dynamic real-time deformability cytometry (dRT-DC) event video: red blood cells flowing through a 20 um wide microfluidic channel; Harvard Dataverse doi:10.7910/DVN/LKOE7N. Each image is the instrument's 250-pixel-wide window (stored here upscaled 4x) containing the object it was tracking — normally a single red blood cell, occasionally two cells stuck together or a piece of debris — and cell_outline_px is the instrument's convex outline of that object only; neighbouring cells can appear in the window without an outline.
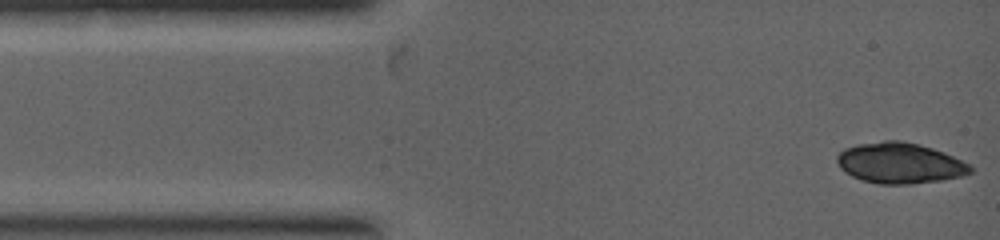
{"species": "common noctule bat (a hibernating species)", "species_latin": "Nyctalus noctula", "temperature_condition": "warm", "stored_images_in_passage": 7, "camera_frame_rate_fps": 5000, "um_per_image_px": 0.085, "animal": {"sex": "female", "body_mass_g": 19.0, "forearm_length_mm": 53.3}, "frame": {"image": 1, "passage_image": 1, "time_ms": 0.0, "image_size_px": [1000, 240], "cell_outline_px": [[972, 172], [960, 176], [940, 180], [912, 184], [880, 184], [860, 180], [844, 172], [840, 168], [836, 160], [836, 156], [844, 148], [856, 144], [884, 140], [900, 140], [932, 148], [944, 152], [968, 164], [972, 168]], "centroid_in_image_um": [76.42, 13.86], "position_along_channel_um": 8.6, "area_um2": 31.62}}